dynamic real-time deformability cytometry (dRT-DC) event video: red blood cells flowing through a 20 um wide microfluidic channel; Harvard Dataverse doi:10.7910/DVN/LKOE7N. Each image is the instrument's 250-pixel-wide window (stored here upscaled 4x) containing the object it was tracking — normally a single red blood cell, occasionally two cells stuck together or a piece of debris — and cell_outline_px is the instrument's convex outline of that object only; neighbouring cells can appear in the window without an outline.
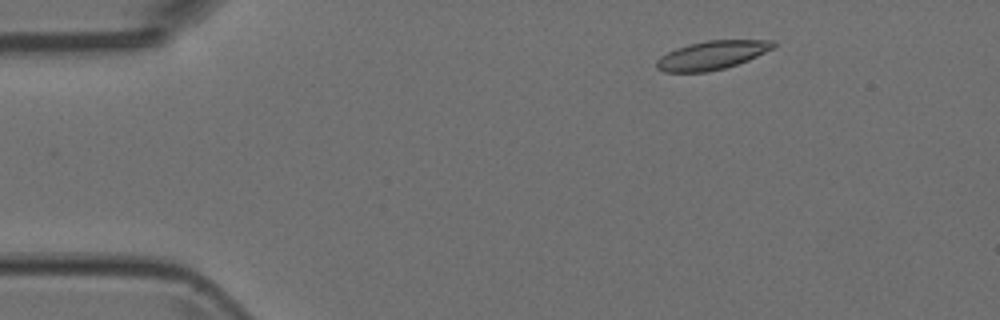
{"species": "Egyptian fruit bat (a non-hibernating species)", "species_latin": "Rousettus aegyptiacus", "temperature_condition": "room temperature", "stored_images_in_passage": 4, "camera_frame_rate_fps": 3000, "um_per_image_px": 0.085, "animal": {"sex": "female"}, "frame": {"image": 1, "passage_image": 2, "time_ms": 0.333, "image_size_px": [1000, 320], "cell_outline_px": [[776, 48], [748, 60], [724, 68], [708, 72], [664, 72], [656, 68], [656, 60], [660, 56], [676, 48], [688, 44], [708, 40], [776, 40]], "centroid_in_image_um": [60.53, 4.68], "position_along_channel_um": 24.5, "area_um2": 19.65}}